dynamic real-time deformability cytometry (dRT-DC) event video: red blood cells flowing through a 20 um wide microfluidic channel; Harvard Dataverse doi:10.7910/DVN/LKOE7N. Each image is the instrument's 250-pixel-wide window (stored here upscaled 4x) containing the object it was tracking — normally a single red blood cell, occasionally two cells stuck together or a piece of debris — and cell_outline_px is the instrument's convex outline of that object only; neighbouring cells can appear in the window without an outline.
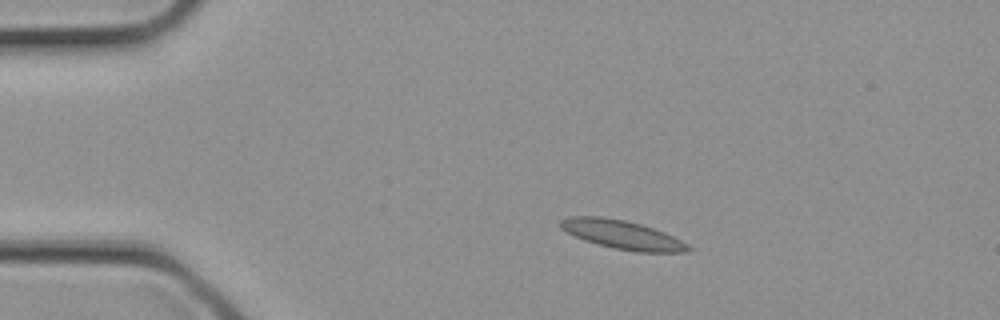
{"species": "common noctule bat (a hibernating species)", "species_latin": "Nyctalus noctula", "temperature_condition": "cold", "stored_images_in_passage": 2, "camera_frame_rate_fps": 3000, "um_per_image_px": 0.085, "animal": {"sex": "female", "body_mass_g": 21.9}, "frame": {"image": 1, "passage_image": 1, "time_ms": 0.0, "image_size_px": [1000, 320], "cell_outline_px": [[692, 248], [688, 252], [636, 252], [612, 248], [596, 244], [584, 240], [560, 228], [560, 220], [568, 216], [600, 216], [624, 220], [640, 224], [664, 232], [688, 244]], "centroid_in_image_um": [52.88, 19.95], "position_along_channel_um": 32.1, "area_um2": 21.33}}
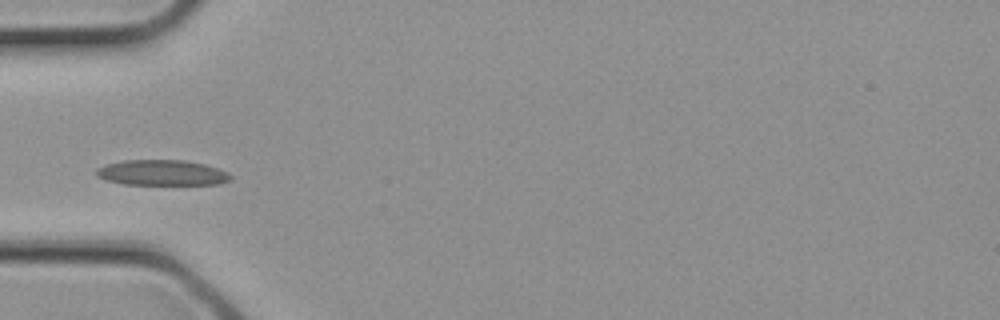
{"frame": {"image": 2, "passage_image": 2, "time_ms": 0.333, "image_size_px": [1000, 320], "cell_outline_px": [[232, 180], [220, 184], [124, 184], [104, 180], [96, 176], [96, 168], [104, 164], [124, 160], [184, 160], [204, 164], [228, 172], [232, 176]], "centroid_in_image_um": [13.74, 14.68], "position_along_channel_um": 71.3, "area_um2": 20.06}}